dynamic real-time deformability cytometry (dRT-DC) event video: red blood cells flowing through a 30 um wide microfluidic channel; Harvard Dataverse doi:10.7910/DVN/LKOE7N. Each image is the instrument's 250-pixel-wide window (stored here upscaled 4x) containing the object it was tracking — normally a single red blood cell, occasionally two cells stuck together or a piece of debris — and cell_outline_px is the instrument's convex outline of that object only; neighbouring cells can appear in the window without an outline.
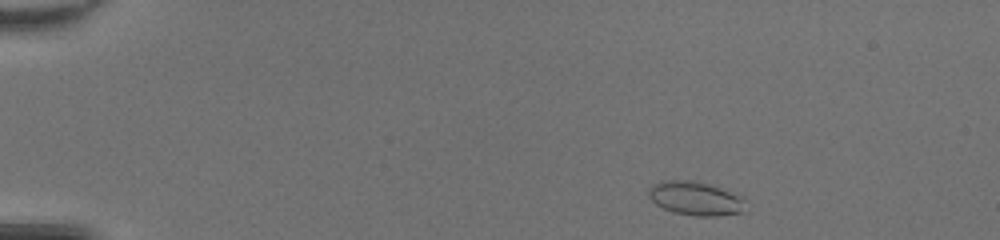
{"species": "common noctule bat (a hibernating species)", "species_latin": "Nyctalus noctula", "temperature_condition": "room temperature", "stored_images_in_passage": 44, "camera_frame_rate_fps": 3000, "um_per_image_px": 0.085, "animal": {"sex": "female", "body_mass_g": 20.0, "forearm_length_mm": 54.0}, "frame": {"image": 1, "passage_image": 2, "time_ms": 0.333, "image_size_px": [1000, 240], "cell_outline_px": [[744, 196], [740, 212], [716, 216], [696, 216], [676, 212], [664, 208], [656, 204], [648, 196], [648, 188], [664, 180], [696, 180]], "centroid_in_image_um": [59.08, 16.85], "position_along_channel_um": 25.9, "area_um2": 18.73}}
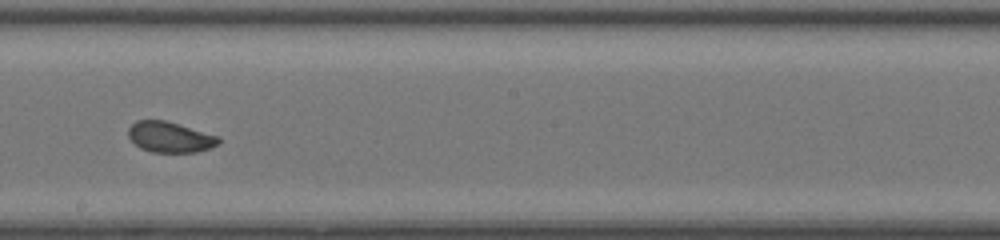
{"frame": {"image": 2, "passage_image": 24, "time_ms": 7.667, "image_size_px": [1000, 240], "cell_outline_px": [[220, 144], [196, 152], [152, 152], [140, 148], [128, 136], [128, 128], [136, 120], [164, 120], [220, 136]], "centroid_in_image_um": [14.45, 11.65], "position_along_channel_um": 233.7, "area_um2": 16.07}}
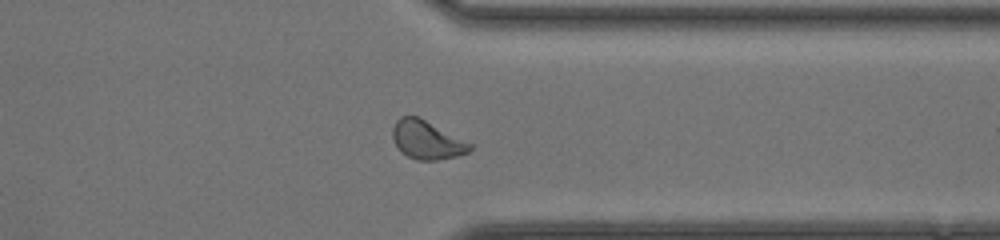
{"frame": {"image": 3, "passage_image": 34, "time_ms": 11.0, "image_size_px": [1000, 240], "cell_outline_px": [[472, 148], [468, 152], [456, 156], [436, 160], [416, 160], [400, 152], [392, 136], [392, 128], [396, 120], [400, 116], [416, 116], [472, 144]], "centroid_in_image_um": [36.24, 11.91], "position_along_channel_um": 375.2, "area_um2": 16.99}, "authors_computed_cell_mechanics": {"area_um2": 17.0221, "velocity_mm_per_s": 4.256, "shape_relaxation_time_tau1_ms": 4.0104, "shape_relaxation_time_tau2_ms": 1.6293, "deformation_change_tau1": 0.1053, "deformation_change_tau2": 0.0552}}